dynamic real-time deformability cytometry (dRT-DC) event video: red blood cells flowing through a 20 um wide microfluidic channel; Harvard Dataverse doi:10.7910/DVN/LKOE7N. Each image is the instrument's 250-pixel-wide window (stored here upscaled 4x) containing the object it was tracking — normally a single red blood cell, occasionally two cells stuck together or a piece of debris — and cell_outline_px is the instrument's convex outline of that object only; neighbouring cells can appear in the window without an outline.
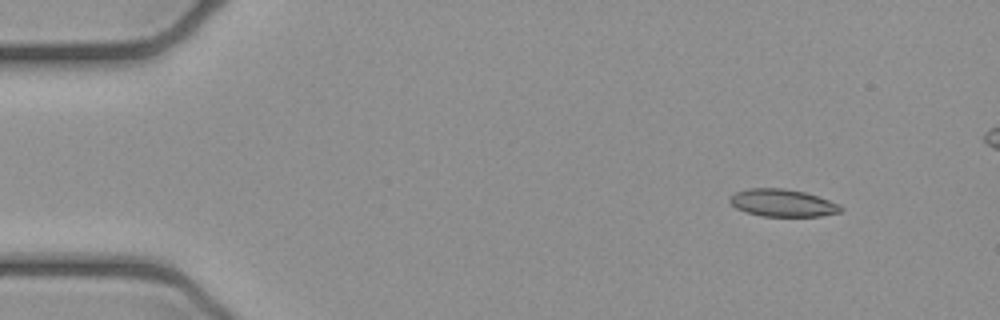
{"species": "common noctule bat (a hibernating species)", "species_latin": "Nyctalus noctula", "temperature_condition": "cold", "stored_images_in_passage": 5, "camera_frame_rate_fps": 3000, "um_per_image_px": 0.085, "animal": {"sex": "female", "body_mass_g": 21.9}, "frame": {"image": 1, "passage_image": 1, "time_ms": 0.0, "image_size_px": [1000, 320], "cell_outline_px": [[844, 208], [840, 212], [820, 216], [760, 216], [736, 208], [728, 200], [728, 196], [736, 192], [748, 188], [784, 188], [804, 192], [840, 204]], "centroid_in_image_um": [66.5, 17.24], "position_along_channel_um": 18.5, "area_um2": 17.69}}